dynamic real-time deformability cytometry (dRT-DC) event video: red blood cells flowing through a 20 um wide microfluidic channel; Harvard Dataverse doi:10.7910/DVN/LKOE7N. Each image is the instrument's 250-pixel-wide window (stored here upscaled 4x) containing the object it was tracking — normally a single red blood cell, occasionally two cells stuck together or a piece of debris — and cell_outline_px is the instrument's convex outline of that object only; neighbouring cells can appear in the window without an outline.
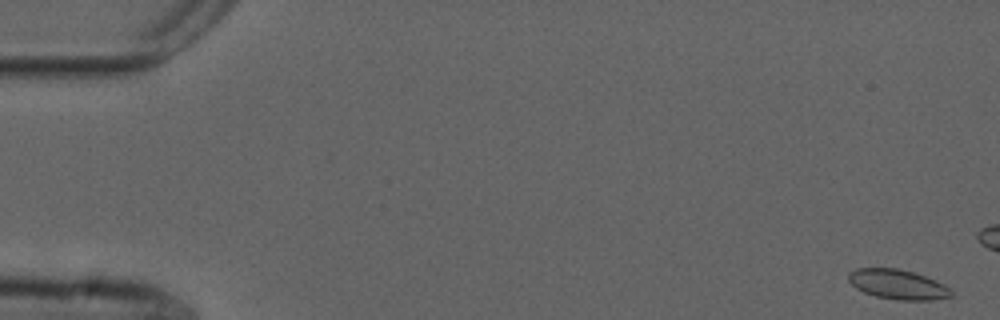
{"species": "common noctule bat (a hibernating species)", "species_latin": "Nyctalus noctula", "temperature_condition": "cold", "stored_images_in_passage": 16, "camera_frame_rate_fps": 3000, "um_per_image_px": 0.085, "animal": {"sex": "male", "forearm_length_mm": 52.5}, "frame": {"image": 1, "passage_image": 1, "time_ms": 0.0, "image_size_px": [1000, 320], "cell_outline_px": [[952, 296], [932, 300], [896, 300], [876, 296], [864, 292], [856, 288], [848, 280], [848, 272], [856, 268], [896, 268], [912, 272], [924, 276], [944, 284], [952, 292]], "centroid_in_image_um": [76.28, 24.17], "position_along_channel_um": 8.7, "area_um2": 17.69}}